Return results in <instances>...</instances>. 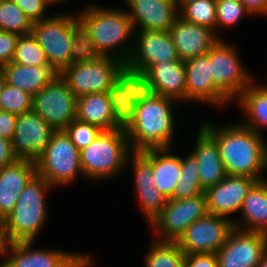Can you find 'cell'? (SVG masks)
<instances>
[{"label":"cell","instance_id":"6da1fadb","mask_svg":"<svg viewBox=\"0 0 267 267\" xmlns=\"http://www.w3.org/2000/svg\"><path fill=\"white\" fill-rule=\"evenodd\" d=\"M178 102L128 81L124 95V129L131 151L171 148Z\"/></svg>","mask_w":267,"mask_h":267},{"label":"cell","instance_id":"7a4b0ae2","mask_svg":"<svg viewBox=\"0 0 267 267\" xmlns=\"http://www.w3.org/2000/svg\"><path fill=\"white\" fill-rule=\"evenodd\" d=\"M201 125L216 141L227 175L265 179L261 174L267 168V143L263 135L241 123L221 127Z\"/></svg>","mask_w":267,"mask_h":267},{"label":"cell","instance_id":"3957f363","mask_svg":"<svg viewBox=\"0 0 267 267\" xmlns=\"http://www.w3.org/2000/svg\"><path fill=\"white\" fill-rule=\"evenodd\" d=\"M76 15L100 56L128 62L134 48L129 41L135 36V29L126 11L91 4Z\"/></svg>","mask_w":267,"mask_h":267},{"label":"cell","instance_id":"277c9868","mask_svg":"<svg viewBox=\"0 0 267 267\" xmlns=\"http://www.w3.org/2000/svg\"><path fill=\"white\" fill-rule=\"evenodd\" d=\"M52 186L35 175L20 193L12 212L1 223L4 243L33 241L47 222L45 193Z\"/></svg>","mask_w":267,"mask_h":267},{"label":"cell","instance_id":"5b68a950","mask_svg":"<svg viewBox=\"0 0 267 267\" xmlns=\"http://www.w3.org/2000/svg\"><path fill=\"white\" fill-rule=\"evenodd\" d=\"M60 76L77 98L93 93L125 92L129 81L126 64L107 56H101L93 62L71 64Z\"/></svg>","mask_w":267,"mask_h":267},{"label":"cell","instance_id":"8992f818","mask_svg":"<svg viewBox=\"0 0 267 267\" xmlns=\"http://www.w3.org/2000/svg\"><path fill=\"white\" fill-rule=\"evenodd\" d=\"M131 149L124 127L102 131L79 151L82 173L87 179L104 180L126 168Z\"/></svg>","mask_w":267,"mask_h":267},{"label":"cell","instance_id":"52a82bcc","mask_svg":"<svg viewBox=\"0 0 267 267\" xmlns=\"http://www.w3.org/2000/svg\"><path fill=\"white\" fill-rule=\"evenodd\" d=\"M73 14L65 12L34 22L31 30L49 64L59 74L71 65L73 31L80 25L78 16Z\"/></svg>","mask_w":267,"mask_h":267},{"label":"cell","instance_id":"ba28073f","mask_svg":"<svg viewBox=\"0 0 267 267\" xmlns=\"http://www.w3.org/2000/svg\"><path fill=\"white\" fill-rule=\"evenodd\" d=\"M37 175L52 187L70 184L82 173L79 150L64 130L56 131L35 161Z\"/></svg>","mask_w":267,"mask_h":267},{"label":"cell","instance_id":"9c48e42d","mask_svg":"<svg viewBox=\"0 0 267 267\" xmlns=\"http://www.w3.org/2000/svg\"><path fill=\"white\" fill-rule=\"evenodd\" d=\"M131 40L134 48L126 63V73L130 81L135 82L156 63L180 60L169 31L138 30Z\"/></svg>","mask_w":267,"mask_h":267},{"label":"cell","instance_id":"30bf717a","mask_svg":"<svg viewBox=\"0 0 267 267\" xmlns=\"http://www.w3.org/2000/svg\"><path fill=\"white\" fill-rule=\"evenodd\" d=\"M208 214L204 194L186 199H168L161 213L151 226L158 236L157 241L178 242L193 222Z\"/></svg>","mask_w":267,"mask_h":267},{"label":"cell","instance_id":"8fae6325","mask_svg":"<svg viewBox=\"0 0 267 267\" xmlns=\"http://www.w3.org/2000/svg\"><path fill=\"white\" fill-rule=\"evenodd\" d=\"M213 83L230 99L239 95L254 81L239 59L235 46L220 39L207 54Z\"/></svg>","mask_w":267,"mask_h":267},{"label":"cell","instance_id":"7c38bea8","mask_svg":"<svg viewBox=\"0 0 267 267\" xmlns=\"http://www.w3.org/2000/svg\"><path fill=\"white\" fill-rule=\"evenodd\" d=\"M32 244L33 241L4 243L3 257L9 255V258L0 267H90L93 263L87 254L45 248L32 250Z\"/></svg>","mask_w":267,"mask_h":267},{"label":"cell","instance_id":"4fadbf2b","mask_svg":"<svg viewBox=\"0 0 267 267\" xmlns=\"http://www.w3.org/2000/svg\"><path fill=\"white\" fill-rule=\"evenodd\" d=\"M77 97L59 75L33 96V111L56 131L76 119Z\"/></svg>","mask_w":267,"mask_h":267},{"label":"cell","instance_id":"5bb4252c","mask_svg":"<svg viewBox=\"0 0 267 267\" xmlns=\"http://www.w3.org/2000/svg\"><path fill=\"white\" fill-rule=\"evenodd\" d=\"M125 92L86 94L77 98L76 119L103 131L124 127Z\"/></svg>","mask_w":267,"mask_h":267},{"label":"cell","instance_id":"9a60e30c","mask_svg":"<svg viewBox=\"0 0 267 267\" xmlns=\"http://www.w3.org/2000/svg\"><path fill=\"white\" fill-rule=\"evenodd\" d=\"M233 228L232 219L208 213L189 225L177 243L185 254L216 253Z\"/></svg>","mask_w":267,"mask_h":267},{"label":"cell","instance_id":"2e32d148","mask_svg":"<svg viewBox=\"0 0 267 267\" xmlns=\"http://www.w3.org/2000/svg\"><path fill=\"white\" fill-rule=\"evenodd\" d=\"M267 250V234L233 228L216 252L219 267H258Z\"/></svg>","mask_w":267,"mask_h":267},{"label":"cell","instance_id":"e0dca14e","mask_svg":"<svg viewBox=\"0 0 267 267\" xmlns=\"http://www.w3.org/2000/svg\"><path fill=\"white\" fill-rule=\"evenodd\" d=\"M56 130L33 110L17 115L12 143L17 159L36 161L49 144Z\"/></svg>","mask_w":267,"mask_h":267},{"label":"cell","instance_id":"ac0fdd59","mask_svg":"<svg viewBox=\"0 0 267 267\" xmlns=\"http://www.w3.org/2000/svg\"><path fill=\"white\" fill-rule=\"evenodd\" d=\"M135 83L148 92L174 99L178 103L186 101V70L183 60L156 63Z\"/></svg>","mask_w":267,"mask_h":267},{"label":"cell","instance_id":"d6986e66","mask_svg":"<svg viewBox=\"0 0 267 267\" xmlns=\"http://www.w3.org/2000/svg\"><path fill=\"white\" fill-rule=\"evenodd\" d=\"M209 56L201 55L184 61L186 101L203 102L221 107L231 100L213 83Z\"/></svg>","mask_w":267,"mask_h":267},{"label":"cell","instance_id":"ffe728a7","mask_svg":"<svg viewBox=\"0 0 267 267\" xmlns=\"http://www.w3.org/2000/svg\"><path fill=\"white\" fill-rule=\"evenodd\" d=\"M256 182L247 176L227 175L204 191L208 213L231 219L229 215L240 212L244 198Z\"/></svg>","mask_w":267,"mask_h":267},{"label":"cell","instance_id":"44dd1931","mask_svg":"<svg viewBox=\"0 0 267 267\" xmlns=\"http://www.w3.org/2000/svg\"><path fill=\"white\" fill-rule=\"evenodd\" d=\"M124 2L129 8L126 12L135 31H169L179 16L175 1L124 0Z\"/></svg>","mask_w":267,"mask_h":267},{"label":"cell","instance_id":"7402d4cb","mask_svg":"<svg viewBox=\"0 0 267 267\" xmlns=\"http://www.w3.org/2000/svg\"><path fill=\"white\" fill-rule=\"evenodd\" d=\"M180 60L206 55L221 39L215 31L178 16L169 30Z\"/></svg>","mask_w":267,"mask_h":267},{"label":"cell","instance_id":"603a6c76","mask_svg":"<svg viewBox=\"0 0 267 267\" xmlns=\"http://www.w3.org/2000/svg\"><path fill=\"white\" fill-rule=\"evenodd\" d=\"M36 174V162L28 159H16L0 169V223L12 212L20 193Z\"/></svg>","mask_w":267,"mask_h":267},{"label":"cell","instance_id":"cb8c5ba5","mask_svg":"<svg viewBox=\"0 0 267 267\" xmlns=\"http://www.w3.org/2000/svg\"><path fill=\"white\" fill-rule=\"evenodd\" d=\"M197 131L196 146L190 153L197 159L200 182L205 191L220 183L227 173L216 141L200 125Z\"/></svg>","mask_w":267,"mask_h":267},{"label":"cell","instance_id":"d4e9b609","mask_svg":"<svg viewBox=\"0 0 267 267\" xmlns=\"http://www.w3.org/2000/svg\"><path fill=\"white\" fill-rule=\"evenodd\" d=\"M5 83L34 96L60 74L52 66L28 67L9 62L0 67Z\"/></svg>","mask_w":267,"mask_h":267},{"label":"cell","instance_id":"484cf974","mask_svg":"<svg viewBox=\"0 0 267 267\" xmlns=\"http://www.w3.org/2000/svg\"><path fill=\"white\" fill-rule=\"evenodd\" d=\"M242 222L233 220L237 229L267 234V180L257 181L243 200ZM242 224V225H241ZM246 224V225H245Z\"/></svg>","mask_w":267,"mask_h":267},{"label":"cell","instance_id":"4316f807","mask_svg":"<svg viewBox=\"0 0 267 267\" xmlns=\"http://www.w3.org/2000/svg\"><path fill=\"white\" fill-rule=\"evenodd\" d=\"M169 150V148L152 149L155 186L167 200L173 199L175 186L181 173V156L169 154Z\"/></svg>","mask_w":267,"mask_h":267},{"label":"cell","instance_id":"83f0119b","mask_svg":"<svg viewBox=\"0 0 267 267\" xmlns=\"http://www.w3.org/2000/svg\"><path fill=\"white\" fill-rule=\"evenodd\" d=\"M237 99V103L248 118L246 123L241 124L262 135L260 128H267V86L263 84L256 86L252 82Z\"/></svg>","mask_w":267,"mask_h":267},{"label":"cell","instance_id":"f1b7e54d","mask_svg":"<svg viewBox=\"0 0 267 267\" xmlns=\"http://www.w3.org/2000/svg\"><path fill=\"white\" fill-rule=\"evenodd\" d=\"M187 156L185 159L181 157L180 179L175 186L173 199H186L204 194L197 159L191 153Z\"/></svg>","mask_w":267,"mask_h":267},{"label":"cell","instance_id":"f546056e","mask_svg":"<svg viewBox=\"0 0 267 267\" xmlns=\"http://www.w3.org/2000/svg\"><path fill=\"white\" fill-rule=\"evenodd\" d=\"M145 257V267H185V253L177 242L153 240Z\"/></svg>","mask_w":267,"mask_h":267},{"label":"cell","instance_id":"4dcf8cb0","mask_svg":"<svg viewBox=\"0 0 267 267\" xmlns=\"http://www.w3.org/2000/svg\"><path fill=\"white\" fill-rule=\"evenodd\" d=\"M33 23L13 0L0 1V30L19 36L31 33Z\"/></svg>","mask_w":267,"mask_h":267},{"label":"cell","instance_id":"1f68e13d","mask_svg":"<svg viewBox=\"0 0 267 267\" xmlns=\"http://www.w3.org/2000/svg\"><path fill=\"white\" fill-rule=\"evenodd\" d=\"M185 21L216 30V0H195L179 10Z\"/></svg>","mask_w":267,"mask_h":267},{"label":"cell","instance_id":"d6a6232c","mask_svg":"<svg viewBox=\"0 0 267 267\" xmlns=\"http://www.w3.org/2000/svg\"><path fill=\"white\" fill-rule=\"evenodd\" d=\"M12 62L28 67L51 66L32 33L18 37Z\"/></svg>","mask_w":267,"mask_h":267},{"label":"cell","instance_id":"836d02e7","mask_svg":"<svg viewBox=\"0 0 267 267\" xmlns=\"http://www.w3.org/2000/svg\"><path fill=\"white\" fill-rule=\"evenodd\" d=\"M128 162H132L131 164L134 172L132 174H134L135 189H147L155 186V178L152 167V149L132 151L128 155L126 168H128Z\"/></svg>","mask_w":267,"mask_h":267},{"label":"cell","instance_id":"e575fe53","mask_svg":"<svg viewBox=\"0 0 267 267\" xmlns=\"http://www.w3.org/2000/svg\"><path fill=\"white\" fill-rule=\"evenodd\" d=\"M33 96L4 82L0 93V111L21 115L32 111Z\"/></svg>","mask_w":267,"mask_h":267},{"label":"cell","instance_id":"d590c367","mask_svg":"<svg viewBox=\"0 0 267 267\" xmlns=\"http://www.w3.org/2000/svg\"><path fill=\"white\" fill-rule=\"evenodd\" d=\"M70 52L71 64L93 62L101 57L96 51L89 33L81 24L73 31Z\"/></svg>","mask_w":267,"mask_h":267},{"label":"cell","instance_id":"8d00e7d4","mask_svg":"<svg viewBox=\"0 0 267 267\" xmlns=\"http://www.w3.org/2000/svg\"><path fill=\"white\" fill-rule=\"evenodd\" d=\"M245 14L250 15L239 0H216V29L235 26Z\"/></svg>","mask_w":267,"mask_h":267},{"label":"cell","instance_id":"74e56055","mask_svg":"<svg viewBox=\"0 0 267 267\" xmlns=\"http://www.w3.org/2000/svg\"><path fill=\"white\" fill-rule=\"evenodd\" d=\"M143 214L151 224L166 206L167 198L153 186L147 189H136Z\"/></svg>","mask_w":267,"mask_h":267},{"label":"cell","instance_id":"f35d334b","mask_svg":"<svg viewBox=\"0 0 267 267\" xmlns=\"http://www.w3.org/2000/svg\"><path fill=\"white\" fill-rule=\"evenodd\" d=\"M64 131L80 151L92 143L103 130L97 126L74 119Z\"/></svg>","mask_w":267,"mask_h":267},{"label":"cell","instance_id":"ab89813d","mask_svg":"<svg viewBox=\"0 0 267 267\" xmlns=\"http://www.w3.org/2000/svg\"><path fill=\"white\" fill-rule=\"evenodd\" d=\"M15 4L22 9L32 23L48 18L45 16L46 8L50 4L48 0H13Z\"/></svg>","mask_w":267,"mask_h":267},{"label":"cell","instance_id":"60d3db41","mask_svg":"<svg viewBox=\"0 0 267 267\" xmlns=\"http://www.w3.org/2000/svg\"><path fill=\"white\" fill-rule=\"evenodd\" d=\"M19 35L0 30V67L14 58Z\"/></svg>","mask_w":267,"mask_h":267},{"label":"cell","instance_id":"b9f144b4","mask_svg":"<svg viewBox=\"0 0 267 267\" xmlns=\"http://www.w3.org/2000/svg\"><path fill=\"white\" fill-rule=\"evenodd\" d=\"M185 267H219L216 253L185 254Z\"/></svg>","mask_w":267,"mask_h":267},{"label":"cell","instance_id":"7bdbcfd3","mask_svg":"<svg viewBox=\"0 0 267 267\" xmlns=\"http://www.w3.org/2000/svg\"><path fill=\"white\" fill-rule=\"evenodd\" d=\"M17 115L0 111V137L13 140Z\"/></svg>","mask_w":267,"mask_h":267},{"label":"cell","instance_id":"ee69618b","mask_svg":"<svg viewBox=\"0 0 267 267\" xmlns=\"http://www.w3.org/2000/svg\"><path fill=\"white\" fill-rule=\"evenodd\" d=\"M16 159L13 154L11 141L0 137V169L11 164Z\"/></svg>","mask_w":267,"mask_h":267},{"label":"cell","instance_id":"f6af8a7d","mask_svg":"<svg viewBox=\"0 0 267 267\" xmlns=\"http://www.w3.org/2000/svg\"><path fill=\"white\" fill-rule=\"evenodd\" d=\"M250 13V15H265L267 16V0H239Z\"/></svg>","mask_w":267,"mask_h":267},{"label":"cell","instance_id":"bcb514c9","mask_svg":"<svg viewBox=\"0 0 267 267\" xmlns=\"http://www.w3.org/2000/svg\"><path fill=\"white\" fill-rule=\"evenodd\" d=\"M258 267H267V250L264 252L259 264H258Z\"/></svg>","mask_w":267,"mask_h":267},{"label":"cell","instance_id":"7dc6e473","mask_svg":"<svg viewBox=\"0 0 267 267\" xmlns=\"http://www.w3.org/2000/svg\"><path fill=\"white\" fill-rule=\"evenodd\" d=\"M195 0H175L178 10H180L185 4Z\"/></svg>","mask_w":267,"mask_h":267},{"label":"cell","instance_id":"c3c4849f","mask_svg":"<svg viewBox=\"0 0 267 267\" xmlns=\"http://www.w3.org/2000/svg\"><path fill=\"white\" fill-rule=\"evenodd\" d=\"M3 246H4V241L2 238V228H1V223H0V256L3 257Z\"/></svg>","mask_w":267,"mask_h":267},{"label":"cell","instance_id":"681fc988","mask_svg":"<svg viewBox=\"0 0 267 267\" xmlns=\"http://www.w3.org/2000/svg\"><path fill=\"white\" fill-rule=\"evenodd\" d=\"M64 1H67V0H48L49 4L51 5H57L58 3H62Z\"/></svg>","mask_w":267,"mask_h":267},{"label":"cell","instance_id":"f907efd6","mask_svg":"<svg viewBox=\"0 0 267 267\" xmlns=\"http://www.w3.org/2000/svg\"><path fill=\"white\" fill-rule=\"evenodd\" d=\"M4 77H3V74H2V72L0 71V93H1V89H2V87H3V85H4Z\"/></svg>","mask_w":267,"mask_h":267}]
</instances>
